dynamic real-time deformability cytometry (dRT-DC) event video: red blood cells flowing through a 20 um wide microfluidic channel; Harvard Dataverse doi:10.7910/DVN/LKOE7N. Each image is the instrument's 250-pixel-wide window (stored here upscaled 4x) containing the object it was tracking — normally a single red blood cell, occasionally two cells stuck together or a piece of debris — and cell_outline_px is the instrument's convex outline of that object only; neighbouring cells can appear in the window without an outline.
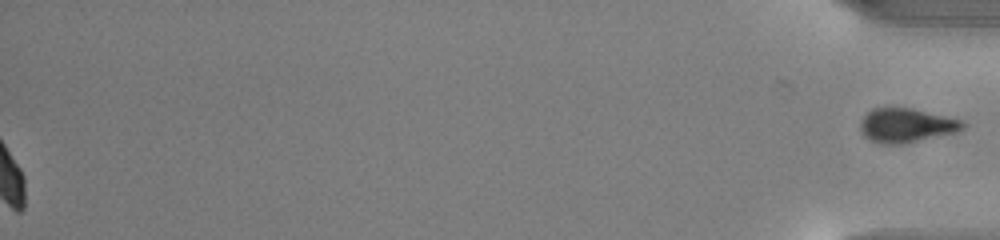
{"species": "common noctule bat (a hibernating species)", "species_latin": "Nyctalus noctula", "temperature_condition": "warm", "stored_images_in_passage": 40, "segment_of_instrument_passage": [2, 2], "camera_frame_rate_fps": 3000, "um_per_image_px": 0.085, "animal": {"sex": "male", "body_mass_g": 13.0, "forearm_length_mm": 53.1}, "frame": {"image": 1, "passage_image": 40, "time_ms": 13.0, "image_size_px": [1000, 240], "cell_outline_px": [[968, 124], [960, 132], [904, 144], [880, 144], [868, 140], [860, 132], [860, 124], [864, 116], [872, 108], [912, 108], [964, 120]], "centroid_in_image_um": [77.09, 10.67], "position_along_channel_um": 358.1, "area_um2": 20.87}}